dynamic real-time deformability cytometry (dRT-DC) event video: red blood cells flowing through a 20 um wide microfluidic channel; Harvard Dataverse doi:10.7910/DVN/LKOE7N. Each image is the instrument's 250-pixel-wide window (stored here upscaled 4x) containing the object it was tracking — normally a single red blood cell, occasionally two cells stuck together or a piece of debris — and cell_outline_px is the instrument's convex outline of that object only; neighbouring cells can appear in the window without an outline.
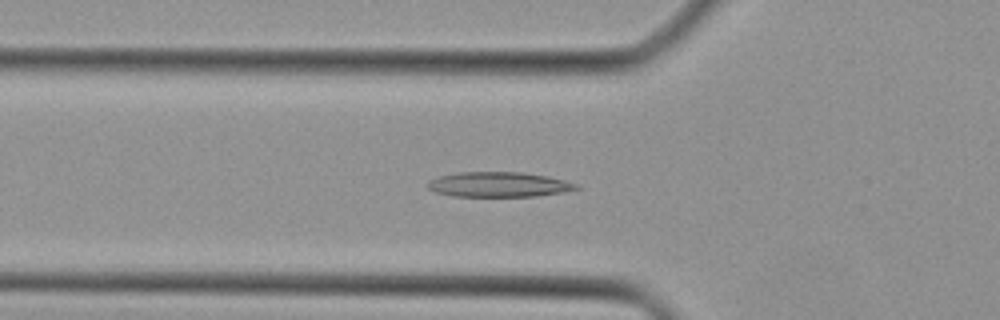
{"species": "Egyptian fruit bat (a non-hibernating species)", "species_latin": "Rousettus aegyptiacus", "temperature_condition": "cold", "stored_images_in_passage": 39, "camera_frame_rate_fps": 3000, "um_per_image_px": 0.085, "animal": {"sex": "female"}, "frame": {"image": 1, "passage_image": 9, "time_ms": 2.667, "image_size_px": [1000, 320], "cell_outline_px": [[580, 188], [564, 192], [536, 196], [452, 196], [436, 192], [428, 188], [424, 184], [428, 180], [440, 176], [456, 172], [520, 172], [548, 176], [580, 184]], "centroid_in_image_um": [42.38, 15.68], "position_along_channel_um": 83.4, "area_um2": 21.79}}
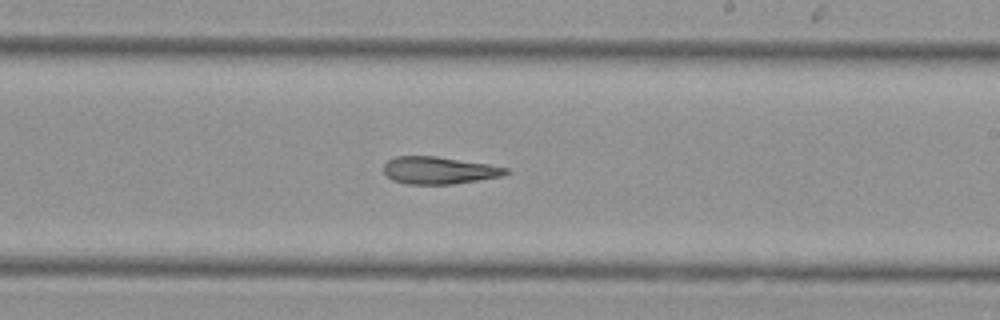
{"frame": {"image": 2, "passage_image": 20, "time_ms": 6.333, "image_size_px": [1000, 320], "cell_outline_px": [[512, 172], [504, 176], [452, 184], [408, 184], [392, 180], [384, 172], [384, 164], [388, 160], [396, 156], [436, 156], [488, 164], [508, 168]], "centroid_in_image_um": [37.35, 14.48], "position_along_channel_um": 251.7, "area_um2": 19.48}}
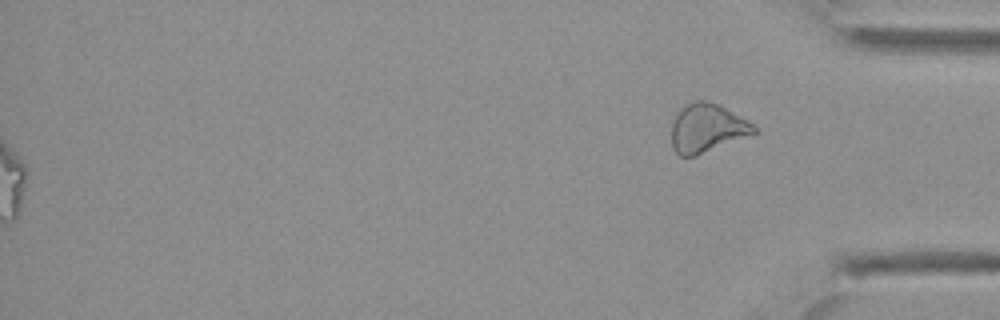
{"frame": {"image": 3, "passage_image": 39, "time_ms": 12.667, "image_size_px": [1000, 320], "cell_outline_px": [[760, 132], [696, 156], [680, 156], [672, 148], [672, 120], [680, 108], [684, 104], [696, 100], [704, 100], [720, 104], [752, 124]], "centroid_in_image_um": [60.09, 10.89], "position_along_channel_um": 375.1, "area_um2": 23.58}}